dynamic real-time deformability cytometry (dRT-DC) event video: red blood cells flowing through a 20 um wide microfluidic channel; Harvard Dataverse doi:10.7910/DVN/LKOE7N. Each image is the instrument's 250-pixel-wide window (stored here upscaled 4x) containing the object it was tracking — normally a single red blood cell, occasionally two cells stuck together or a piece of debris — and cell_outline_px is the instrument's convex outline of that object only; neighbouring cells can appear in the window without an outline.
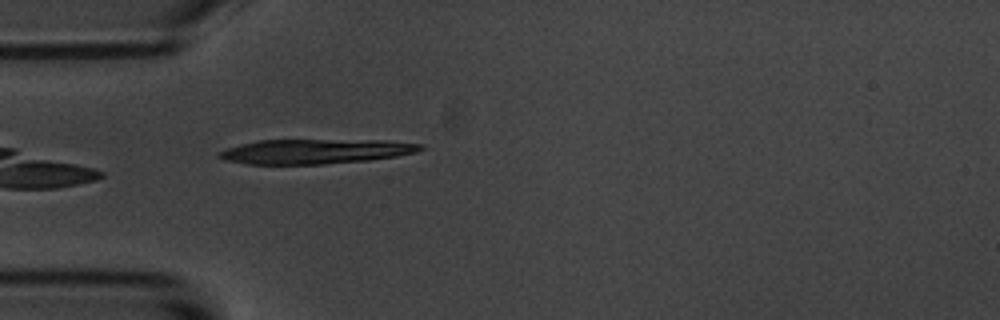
{"species": "common noctule bat (a hibernating species)", "species_latin": "Nyctalus noctula", "temperature_condition": "room temperature", "stored_images_in_passage": 2, "camera_frame_rate_fps": 3000, "um_per_image_px": 0.085, "animal": {"sex": "male", "body_mass_g": 20.1, "forearm_length_mm": 53.5}, "frame": {"image": 1, "passage_image": 2, "time_ms": 1.333, "image_size_px": [1000, 320], "cell_outline_px": [[424, 148], [416, 152], [396, 156], [368, 160], [324, 164], [248, 164], [224, 160], [216, 156], [216, 152], [240, 144], [260, 140], [388, 140], [424, 144]], "centroid_in_image_um": [26.8, 12.86], "position_along_channel_um": 58.2, "area_um2": 29.07}}